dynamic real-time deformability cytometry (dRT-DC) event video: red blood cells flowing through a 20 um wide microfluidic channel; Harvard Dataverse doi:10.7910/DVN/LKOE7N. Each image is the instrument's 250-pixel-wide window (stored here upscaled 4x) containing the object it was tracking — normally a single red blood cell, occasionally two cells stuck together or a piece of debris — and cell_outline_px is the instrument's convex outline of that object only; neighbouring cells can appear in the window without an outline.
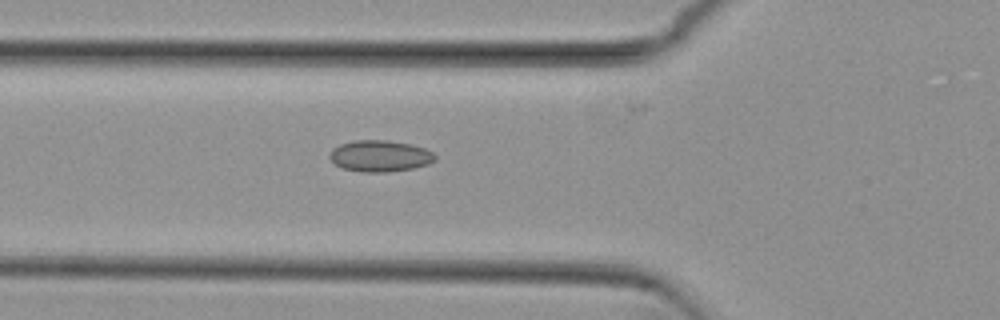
{"species": "common noctule bat (a hibernating species)", "species_latin": "Nyctalus noctula", "temperature_condition": "cold", "stored_images_in_passage": 37, "camera_frame_rate_fps": 3000, "um_per_image_px": 0.085, "animal": {"sex": "female", "body_mass_g": 29.2, "forearm_length_mm": 56.3}, "frame": {"image": 1, "passage_image": 2, "time_ms": 0.333, "image_size_px": [1000, 320], "cell_outline_px": [[436, 160], [428, 164], [412, 168], [388, 172], [360, 172], [344, 168], [336, 164], [328, 156], [332, 148], [340, 144], [352, 140], [388, 140], [412, 144], [424, 148], [432, 152], [436, 156]], "centroid_in_image_um": [32.29, 13.25], "position_along_channel_um": 93.5, "area_um2": 19.36}}
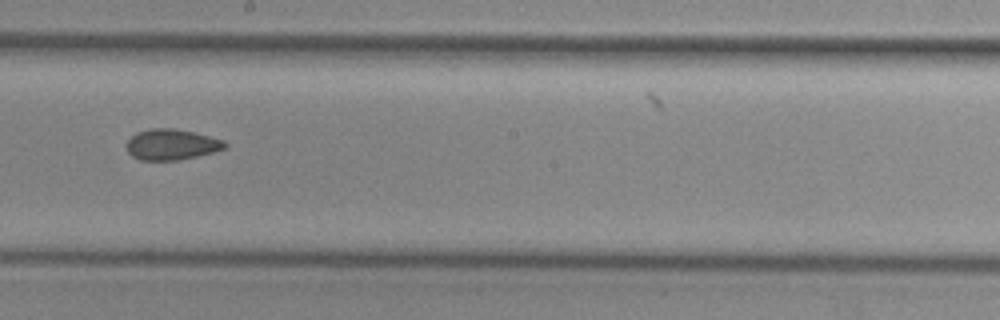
{"frame": {"image": 2, "passage_image": 13, "time_ms": 4.0, "image_size_px": [1000, 320], "cell_outline_px": [[228, 144], [224, 148], [212, 152], [196, 156], [176, 160], [140, 160], [132, 156], [128, 152], [124, 144], [136, 132], [148, 128], [176, 128], [224, 140]], "centroid_in_image_um": [14.52, 12.27], "position_along_channel_um": 233.7, "area_um2": 17.63}}
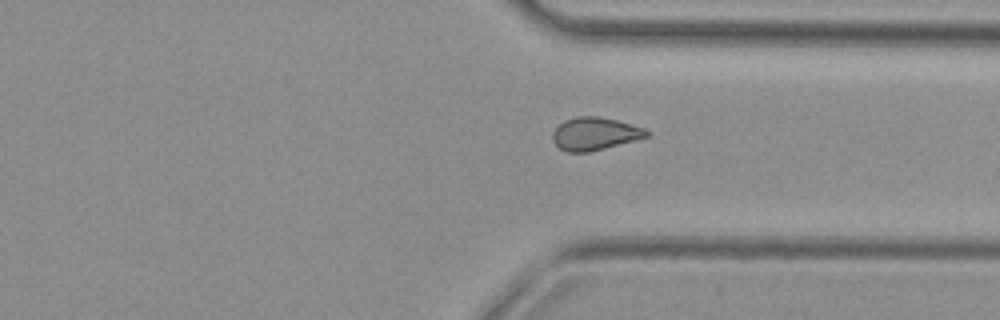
{"frame": {"image": 3, "passage_image": 23, "time_ms": 7.333, "image_size_px": [1000, 320], "cell_outline_px": [[648, 136], [604, 148], [588, 152], [568, 152], [560, 148], [552, 140], [552, 132], [564, 120], [576, 116], [600, 116], [616, 120], [644, 128], [648, 132]], "centroid_in_image_um": [50.51, 11.35], "position_along_channel_um": 360.9, "area_um2": 17.69}, "authors_computed_cell_mechanics": {"area_um2": 17.629, "velocity_mm_per_s": 3.8125, "shape_relaxation_time_tau1_ms": null, "shape_relaxation_time_tau2_ms": 2.5392, "deformation_change_tau1": null, "deformation_change_tau2": 0.0659}}